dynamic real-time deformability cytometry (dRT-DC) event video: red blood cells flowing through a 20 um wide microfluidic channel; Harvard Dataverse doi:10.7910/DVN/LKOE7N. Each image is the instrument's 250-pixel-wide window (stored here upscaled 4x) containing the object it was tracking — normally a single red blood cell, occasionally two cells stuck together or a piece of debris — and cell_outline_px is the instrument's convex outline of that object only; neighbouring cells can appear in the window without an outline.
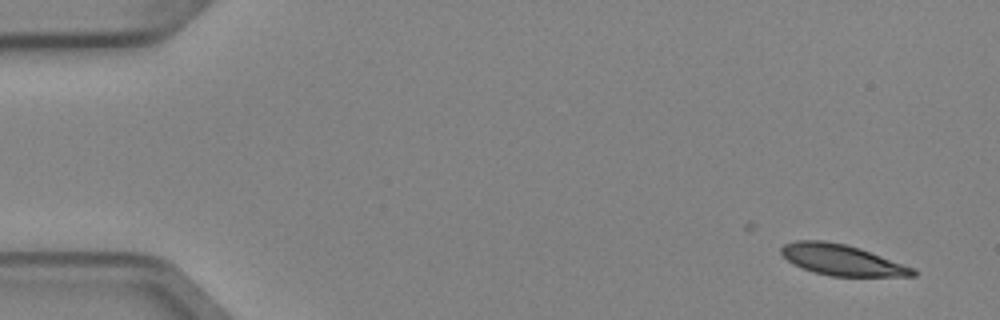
{"species": "Egyptian fruit bat (a non-hibernating species)", "species_latin": "Rousettus aegyptiacus", "temperature_condition": "cold", "stored_images_in_passage": 5, "camera_frame_rate_fps": 3000, "um_per_image_px": 0.085, "animal": {"sex": "female"}, "frame": {"image": 1, "passage_image": 2, "time_ms": 0.333, "image_size_px": [1000, 320], "cell_outline_px": [[916, 276], [832, 276], [816, 272], [804, 268], [788, 260], [780, 252], [780, 248], [784, 244], [796, 240], [824, 240], [848, 244], [860, 248], [916, 268]], "centroid_in_image_um": [71.6, 22.08], "position_along_channel_um": 13.4, "area_um2": 23.58}}